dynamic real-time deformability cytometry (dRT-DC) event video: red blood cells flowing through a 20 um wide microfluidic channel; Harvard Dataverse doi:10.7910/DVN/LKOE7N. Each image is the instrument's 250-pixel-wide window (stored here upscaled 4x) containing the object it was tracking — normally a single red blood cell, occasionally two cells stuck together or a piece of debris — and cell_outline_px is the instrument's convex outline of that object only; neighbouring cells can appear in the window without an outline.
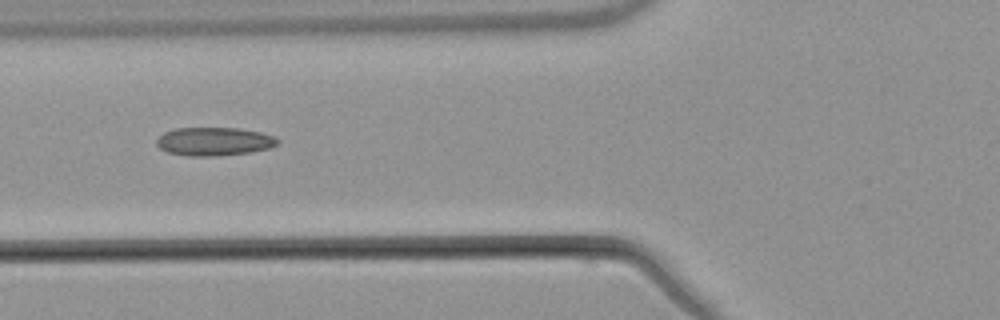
{"species": "common noctule bat (a hibernating species)", "species_latin": "Nyctalus noctula", "temperature_condition": "warm", "stored_images_in_passage": 3, "camera_frame_rate_fps": 3000, "um_per_image_px": 0.085, "animal": {"sex": "male", "body_mass_g": 21.5, "forearm_length_mm": 52.0}, "frame": {"image": 1, "passage_image": 3, "time_ms": 3.333, "image_size_px": [1000, 320], "cell_outline_px": [[280, 140], [276, 144], [268, 148], [252, 152], [212, 156], [188, 156], [168, 152], [160, 148], [156, 144], [156, 140], [164, 132], [176, 128], [240, 128], [260, 132], [276, 136]], "centroid_in_image_um": [18.21, 12.02], "position_along_channel_um": 107.6, "area_um2": 20.0}}